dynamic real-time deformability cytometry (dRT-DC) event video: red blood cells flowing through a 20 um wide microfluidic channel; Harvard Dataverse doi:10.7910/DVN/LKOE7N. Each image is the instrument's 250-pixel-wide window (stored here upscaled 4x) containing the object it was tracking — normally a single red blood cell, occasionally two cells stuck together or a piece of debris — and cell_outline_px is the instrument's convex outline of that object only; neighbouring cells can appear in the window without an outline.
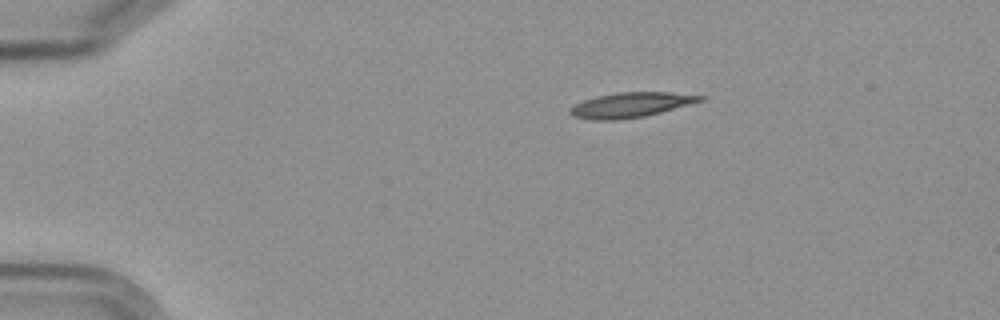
{"species": "Egyptian fruit bat (a non-hibernating species)", "species_latin": "Rousettus aegyptiacus", "temperature_condition": "cold", "stored_images_in_passage": 3, "camera_frame_rate_fps": 3000, "um_per_image_px": 0.085, "frame": {"image": 1, "passage_image": 1, "time_ms": 0.0, "image_size_px": [1000, 320], "cell_outline_px": [[708, 96], [704, 100], [660, 112], [644, 116], [616, 120], [592, 120], [572, 116], [568, 112], [568, 108], [584, 100], [596, 96], [616, 92], [672, 92]], "centroid_in_image_um": [53.6, 8.91], "position_along_channel_um": 31.4, "area_um2": 18.96}}